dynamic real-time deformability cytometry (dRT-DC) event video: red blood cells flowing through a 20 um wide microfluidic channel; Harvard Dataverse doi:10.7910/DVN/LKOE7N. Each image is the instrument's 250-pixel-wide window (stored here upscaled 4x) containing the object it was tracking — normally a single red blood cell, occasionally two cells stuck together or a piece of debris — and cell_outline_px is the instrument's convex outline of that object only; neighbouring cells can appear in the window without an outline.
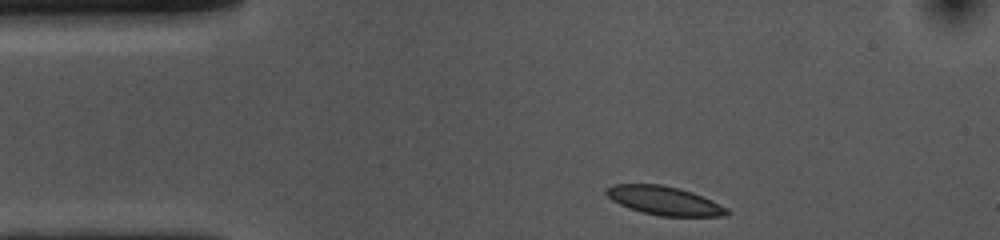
{"species": "common noctule bat (a hibernating species)", "species_latin": "Nyctalus noctula", "temperature_condition": "cold", "stored_images_in_passage": 35, "camera_frame_rate_fps": 3000, "um_per_image_px": 0.085, "animal": {"sex": "female", "body_mass_g": 10.0, "forearm_length_mm": 53.1}, "frame": {"image": 1, "passage_image": 1, "time_ms": 0.0, "image_size_px": [1000, 240], "cell_outline_px": [[732, 212], [728, 216], [660, 216], [628, 208], [612, 200], [604, 192], [612, 184], [660, 184], [680, 188], [692, 192], [712, 200], [728, 208]], "centroid_in_image_um": [56.51, 17.06], "position_along_channel_um": 28.5, "area_um2": 20.23}}
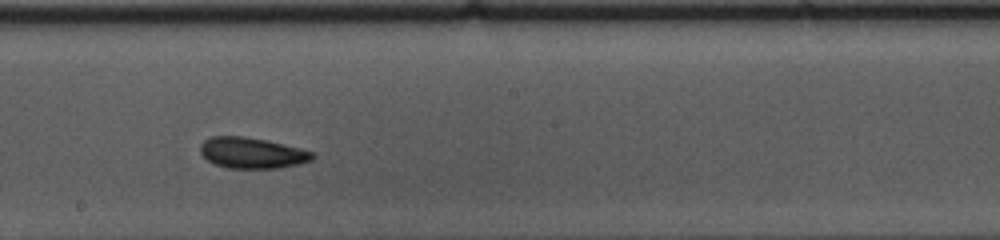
{"frame": {"image": 2, "passage_image": 21, "time_ms": 6.667, "image_size_px": [1000, 240], "cell_outline_px": [[316, 156], [312, 160], [280, 168], [228, 168], [216, 164], [208, 160], [200, 152], [200, 144], [208, 136], [244, 136], [264, 140], [300, 148], [312, 152]], "centroid_in_image_um": [21.39, 12.99], "position_along_channel_um": 226.8, "area_um2": 20.06}}
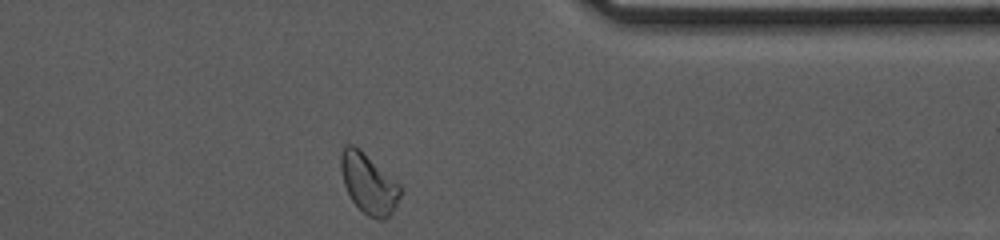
{"frame": {"image": 3, "passage_image": 35, "time_ms": 11.333, "image_size_px": [1000, 240], "cell_outline_px": [[404, 188], [392, 212], [384, 220], [380, 220], [368, 216], [352, 200], [344, 184], [340, 168], [340, 156], [344, 144], [352, 144], [360, 148], [400, 184]], "centroid_in_image_um": [31.34, 15.57], "position_along_channel_um": 380.1, "area_um2": 20.87}, "authors_computed_cell_mechanics": {"area_um2": 19.8832, "velocity_mm_per_s": 3.5891, "shape_relaxation_time_tau1_ms": 4.0195, "shape_relaxation_time_tau2_ms": 3.1474, "deformation_change_tau1": 0.1074, "deformation_change_tau2": 0.0789}}